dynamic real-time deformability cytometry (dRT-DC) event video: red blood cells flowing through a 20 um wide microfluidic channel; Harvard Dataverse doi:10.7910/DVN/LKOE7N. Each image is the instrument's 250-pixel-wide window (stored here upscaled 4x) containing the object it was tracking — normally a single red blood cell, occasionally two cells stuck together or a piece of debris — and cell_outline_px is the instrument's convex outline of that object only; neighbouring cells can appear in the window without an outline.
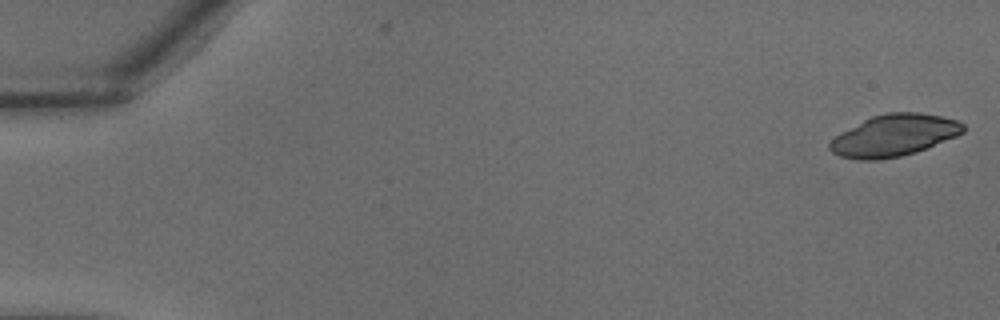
{"species": "common noctule bat (a hibernating species)", "species_latin": "Nyctalus noctula", "temperature_condition": "warm", "stored_images_in_passage": 37, "camera_frame_rate_fps": 3000, "um_per_image_px": 0.085, "animal": {"sex": "male", "body_mass_g": 18.8}, "frame": {"image": 1, "passage_image": 1, "time_ms": 0.0, "image_size_px": [1000, 320], "cell_outline_px": [[964, 132], [956, 136], [916, 152], [900, 156], [876, 160], [860, 160], [840, 156], [832, 152], [828, 148], [828, 144], [836, 136], [864, 120], [872, 116], [888, 112], [920, 112], [940, 116], [956, 120], [964, 124]], "centroid_in_image_um": [76.0, 11.51], "position_along_channel_um": 9.0, "area_um2": 32.08}}